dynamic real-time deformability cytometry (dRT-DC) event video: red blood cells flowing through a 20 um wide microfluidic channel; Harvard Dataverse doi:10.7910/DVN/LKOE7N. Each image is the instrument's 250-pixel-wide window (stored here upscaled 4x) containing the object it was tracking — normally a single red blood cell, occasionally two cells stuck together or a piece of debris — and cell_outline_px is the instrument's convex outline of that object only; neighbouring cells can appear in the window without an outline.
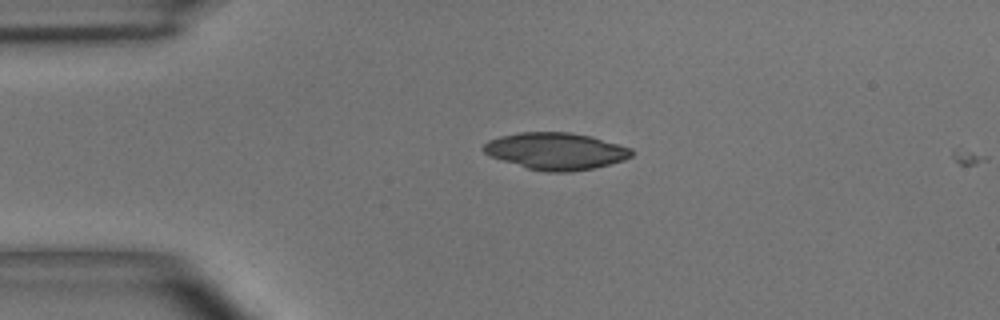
{"species": "common noctule bat (a hibernating species)", "species_latin": "Nyctalus noctula", "temperature_condition": "room temperature", "stored_images_in_passage": 2, "camera_frame_rate_fps": 3000, "um_per_image_px": 0.085, "animal": {"sex": "male", "body_mass_g": 15.6}, "frame": {"image": 1, "passage_image": 1, "time_ms": 0.0, "image_size_px": [1000, 320], "cell_outline_px": [[636, 152], [632, 156], [624, 160], [592, 168], [572, 172], [548, 172], [528, 168], [488, 156], [480, 148], [488, 140], [500, 136], [520, 132], [572, 132], [592, 136], [632, 148]], "centroid_in_image_um": [47.25, 12.83], "position_along_channel_um": 37.8, "area_um2": 32.08}}